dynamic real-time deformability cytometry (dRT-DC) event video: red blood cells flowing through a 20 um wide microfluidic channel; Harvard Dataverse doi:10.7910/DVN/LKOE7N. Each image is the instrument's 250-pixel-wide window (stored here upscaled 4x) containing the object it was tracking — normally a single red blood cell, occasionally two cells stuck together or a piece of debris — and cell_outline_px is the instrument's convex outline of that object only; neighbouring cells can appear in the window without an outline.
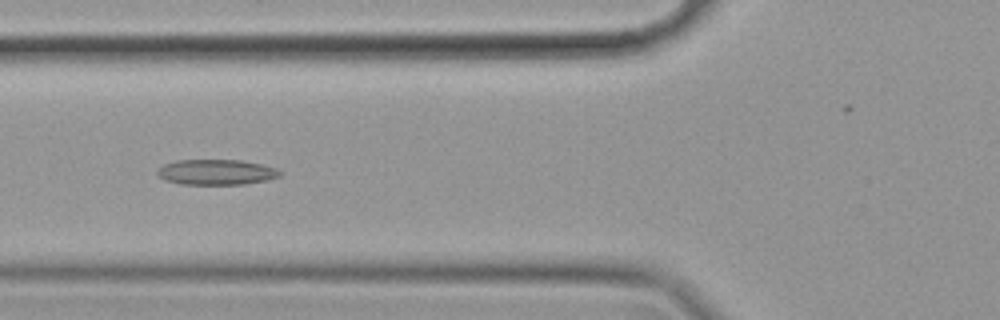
{"species": "common noctule bat (a hibernating species)", "species_latin": "Nyctalus noctula", "temperature_condition": "cold", "stored_images_in_passage": 48, "camera_frame_rate_fps": 3000, "um_per_image_px": 0.085, "animal": {"sex": "female", "body_mass_g": 19.9}, "frame": {"image": 1, "passage_image": 12, "time_ms": 3.667, "image_size_px": [1000, 320], "cell_outline_px": [[280, 176], [268, 180], [244, 184], [180, 184], [164, 180], [156, 172], [164, 164], [176, 160], [240, 160], [260, 164], [276, 168], [280, 172]], "centroid_in_image_um": [18.38, 14.63], "position_along_channel_um": 107.4, "area_um2": 18.03}}
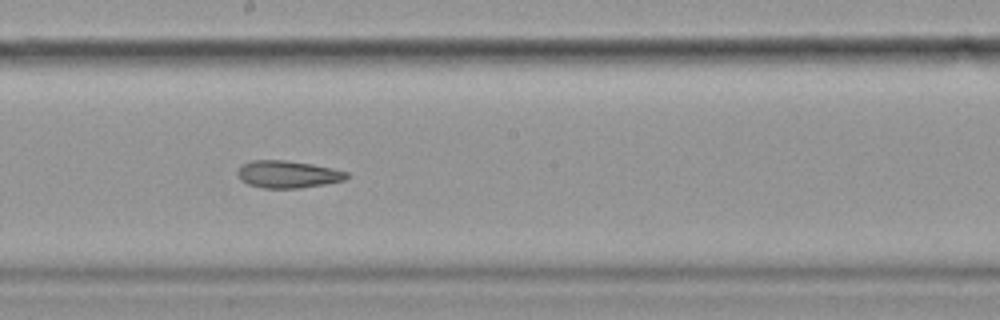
{"frame": {"image": 2, "passage_image": 22, "time_ms": 7.0, "image_size_px": [1000, 320], "cell_outline_px": [[348, 176], [344, 180], [324, 184], [300, 188], [264, 188], [248, 184], [240, 180], [236, 172], [240, 164], [252, 160], [284, 160], [312, 164], [332, 168], [348, 172]], "centroid_in_image_um": [24.41, 14.81], "position_along_channel_um": 223.8, "area_um2": 17.4}}
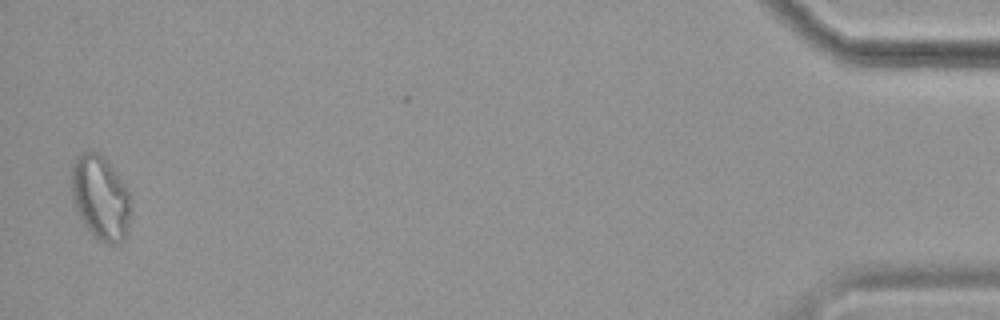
{"frame": {"image": 3, "passage_image": 47, "time_ms": 15.333, "image_size_px": [1000, 320], "cell_outline_px": [[128, 232], [124, 240], [120, 244], [108, 244], [96, 240], [84, 224], [72, 200], [72, 164], [76, 156], [84, 152], [96, 152], [116, 172], [128, 192]], "centroid_in_image_um": [8.51, 16.86], "position_along_channel_um": 426.7, "area_um2": 28.55}, "authors_computed_cell_mechanics": {"area_um2": 18.9873, "velocity_mm_per_s": 3.49, "shape_relaxation_time_tau1_ms": null, "shape_relaxation_time_tau2_ms": 6.5203, "deformation_change_tau1": null, "deformation_change_tau2": 0.1564}}